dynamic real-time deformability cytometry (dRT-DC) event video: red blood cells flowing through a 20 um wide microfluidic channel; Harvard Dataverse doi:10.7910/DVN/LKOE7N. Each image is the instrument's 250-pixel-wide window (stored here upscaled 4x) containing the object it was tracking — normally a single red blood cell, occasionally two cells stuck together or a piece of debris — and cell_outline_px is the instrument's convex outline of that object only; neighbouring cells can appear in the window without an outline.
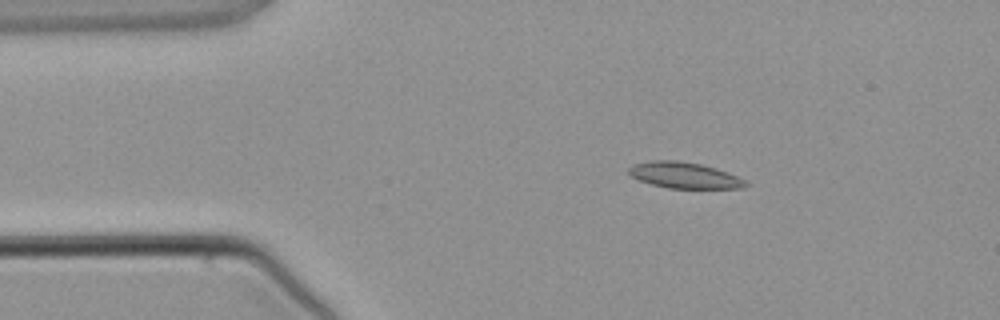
{"species": "common noctule bat (a hibernating species)", "species_latin": "Nyctalus noctula", "temperature_condition": "warm", "stored_images_in_passage": 3, "camera_frame_rate_fps": 3000, "um_per_image_px": 0.085, "animal": {"sex": "male", "body_mass_g": 21.5, "forearm_length_mm": 52.0}, "frame": {"image": 1, "passage_image": 2, "time_ms": 1.333, "image_size_px": [1000, 320], "cell_outline_px": [[748, 184], [744, 188], [668, 188], [652, 184], [640, 180], [632, 176], [628, 172], [628, 168], [632, 164], [652, 160], [676, 160], [700, 164], [716, 168], [728, 172], [744, 180]], "centroid_in_image_um": [58.15, 14.89], "position_along_channel_um": 26.9, "area_um2": 17.63}}